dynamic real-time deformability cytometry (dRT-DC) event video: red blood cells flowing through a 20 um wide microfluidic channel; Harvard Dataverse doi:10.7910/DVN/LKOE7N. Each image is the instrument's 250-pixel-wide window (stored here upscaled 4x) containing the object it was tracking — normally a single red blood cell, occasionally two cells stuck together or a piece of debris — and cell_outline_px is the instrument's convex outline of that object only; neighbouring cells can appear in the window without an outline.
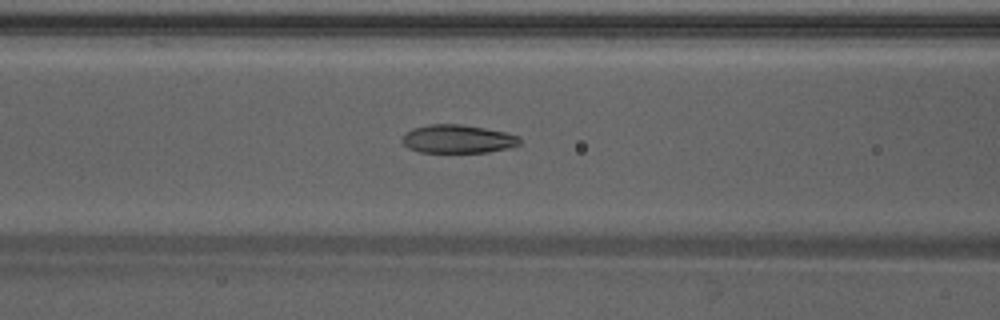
{"species": "Egyptian fruit bat (a non-hibernating species)", "species_latin": "Rousettus aegyptiacus", "temperature_condition": "warm", "stored_images_in_passage": 38, "camera_frame_rate_fps": 3000, "um_per_image_px": 0.085, "animal": {"sex": "male"}, "frame": {"image": 1, "passage_image": 16, "time_ms": 5.0, "image_size_px": [1000, 320], "cell_outline_px": [[520, 144], [512, 148], [488, 152], [420, 152], [408, 148], [400, 140], [404, 132], [412, 128], [428, 124], [460, 124], [484, 128], [504, 132], [520, 136]], "centroid_in_image_um": [38.89, 11.81], "position_along_channel_um": 127.7, "area_um2": 19.65}}
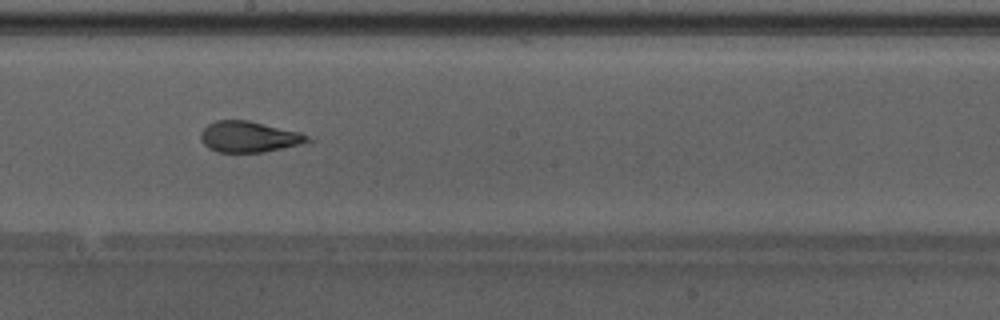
{"frame": {"image": 2, "passage_image": 23, "time_ms": 7.333, "image_size_px": [1000, 320], "cell_outline_px": [[316, 140], [300, 144], [264, 152], [216, 152], [208, 148], [200, 140], [200, 132], [208, 124], [216, 120], [248, 120], [300, 132]], "centroid_in_image_um": [21.15, 11.63], "position_along_channel_um": 227.0, "area_um2": 19.36}}
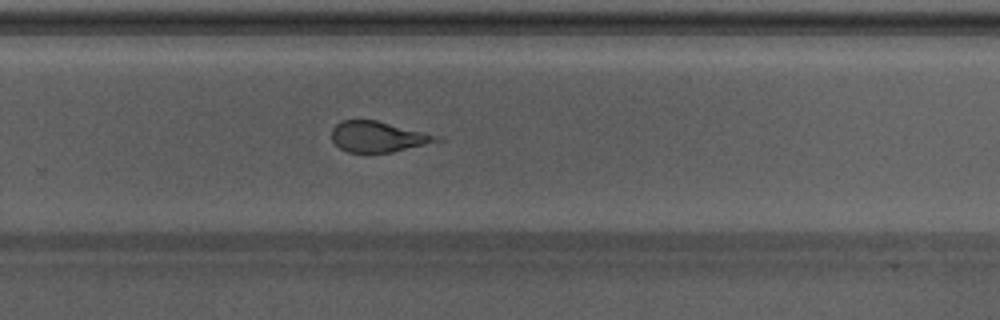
{"frame": {"image": 3, "passage_image": 28, "time_ms": 9.0, "image_size_px": [1000, 320], "cell_outline_px": [[448, 140], [392, 152], [348, 152], [340, 148], [332, 140], [332, 128], [340, 120], [376, 120], [444, 136]], "centroid_in_image_um": [32.24, 11.62], "position_along_channel_um": 297.6, "area_um2": 19.13}, "authors_computed_cell_mechanics": {"area_um2": 20.3745, "velocity_mm_per_s": 4.263, "shape_relaxation_time_tau1_ms": 5.9656, "shape_relaxation_time_tau2_ms": 1.2673, "deformation_change_tau1": 0.1546, "deformation_change_tau2": 0.0972}}